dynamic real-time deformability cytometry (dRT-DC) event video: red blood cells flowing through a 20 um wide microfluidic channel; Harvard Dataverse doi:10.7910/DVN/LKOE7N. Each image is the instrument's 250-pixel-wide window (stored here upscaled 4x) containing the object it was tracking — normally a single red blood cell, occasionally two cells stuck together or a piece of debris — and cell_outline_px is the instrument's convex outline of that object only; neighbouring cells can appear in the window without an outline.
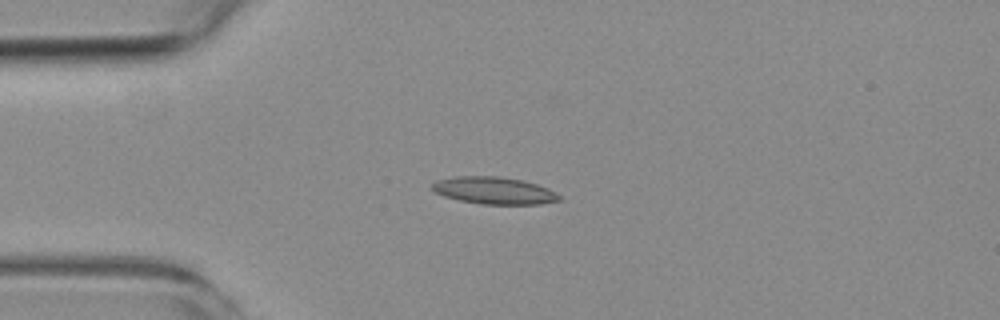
{"species": "common noctule bat (a hibernating species)", "species_latin": "Nyctalus noctula", "temperature_condition": "room temperature", "stored_images_in_passage": 5, "camera_frame_rate_fps": 3000, "um_per_image_px": 0.085, "animal": {"sex": "female", "body_mass_g": 19.3, "forearm_length_mm": 54.1}, "frame": {"image": 1, "passage_image": 3, "time_ms": 3.0, "image_size_px": [1000, 320], "cell_outline_px": [[560, 200], [540, 204], [480, 204], [460, 200], [444, 196], [432, 192], [432, 184], [436, 180], [452, 176], [500, 176], [524, 180], [548, 188], [556, 192], [560, 196]], "centroid_in_image_um": [41.97, 16.18], "position_along_channel_um": 43.0, "area_um2": 20.29}}
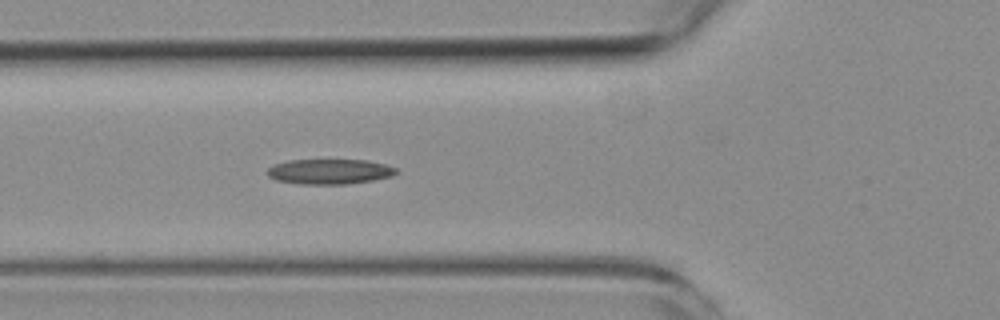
{"frame": {"image": 2, "passage_image": 5, "time_ms": 5.0, "image_size_px": [1000, 320], "cell_outline_px": [[400, 172], [392, 176], [372, 180], [348, 184], [300, 184], [276, 180], [268, 176], [268, 168], [272, 164], [288, 160], [368, 160], [388, 164], [396, 168]], "centroid_in_image_um": [28.04, 14.58], "position_along_channel_um": 97.8, "area_um2": 19.07}}